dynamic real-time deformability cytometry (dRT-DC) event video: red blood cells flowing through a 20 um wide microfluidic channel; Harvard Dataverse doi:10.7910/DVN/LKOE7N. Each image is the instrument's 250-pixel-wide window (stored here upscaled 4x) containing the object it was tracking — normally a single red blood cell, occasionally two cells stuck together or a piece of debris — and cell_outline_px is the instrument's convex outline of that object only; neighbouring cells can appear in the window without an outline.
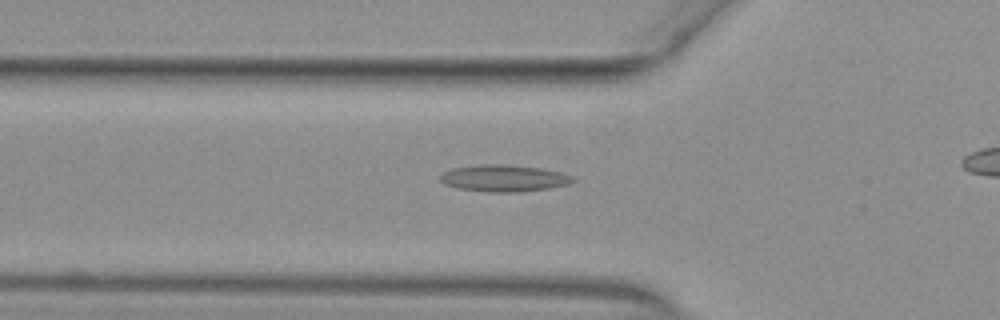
{"species": "common noctule bat (a hibernating species)", "species_latin": "Nyctalus noctula", "temperature_condition": "warm", "stored_images_in_passage": 40, "camera_frame_rate_fps": 3000, "um_per_image_px": 0.085, "animal": {"sex": "female", "body_mass_g": 29.2, "forearm_length_mm": 56.3}, "frame": {"image": 1, "passage_image": 15, "time_ms": 4.667, "image_size_px": [1000, 320], "cell_outline_px": [[576, 180], [568, 184], [548, 188], [520, 192], [488, 192], [460, 188], [444, 184], [440, 180], [440, 176], [444, 172], [452, 168], [480, 164], [508, 164], [540, 168], [560, 172], [572, 176]], "centroid_in_image_um": [42.83, 15.14], "position_along_channel_um": 83.0, "area_um2": 20.63}}
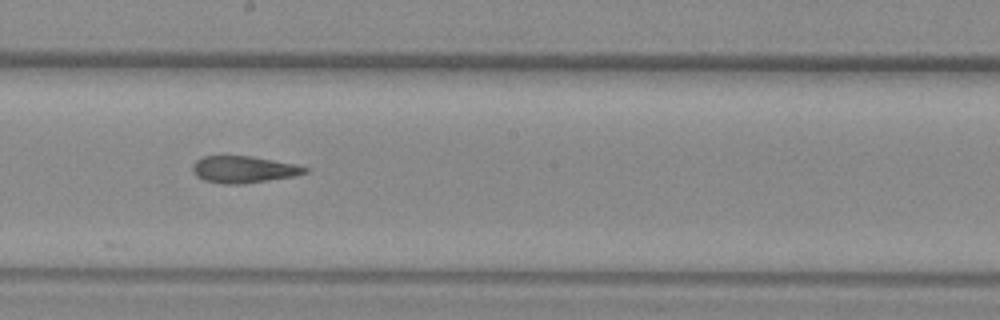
{"frame": {"image": 2, "passage_image": 26, "time_ms": 8.333, "image_size_px": [1000, 320], "cell_outline_px": [[308, 172], [292, 176], [244, 184], [220, 184], [204, 180], [196, 176], [192, 168], [192, 164], [196, 160], [204, 156], [252, 156], [296, 164], [308, 168]], "centroid_in_image_um": [20.68, 14.4], "position_along_channel_um": 227.5, "area_um2": 17.57}}
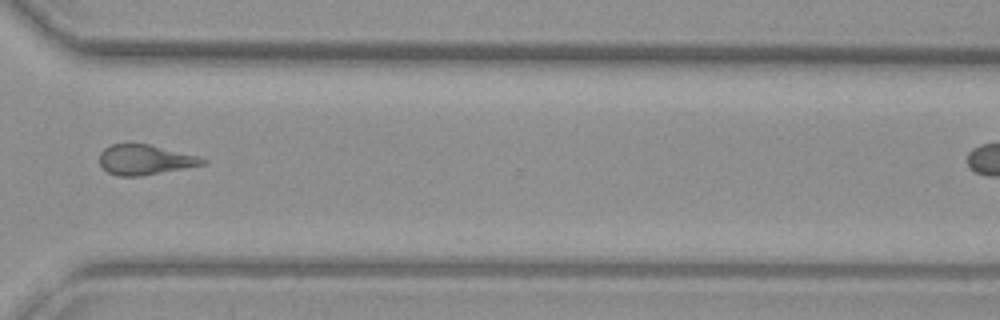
{"frame": {"image": 3, "passage_image": 36, "time_ms": 11.667, "image_size_px": [1000, 320], "cell_outline_px": [[208, 164], [140, 176], [116, 176], [108, 172], [100, 164], [100, 152], [104, 148], [112, 144], [148, 144], [196, 156], [208, 160]], "centroid_in_image_um": [12.32, 13.59], "position_along_channel_um": 358.3, "area_um2": 17.86}}